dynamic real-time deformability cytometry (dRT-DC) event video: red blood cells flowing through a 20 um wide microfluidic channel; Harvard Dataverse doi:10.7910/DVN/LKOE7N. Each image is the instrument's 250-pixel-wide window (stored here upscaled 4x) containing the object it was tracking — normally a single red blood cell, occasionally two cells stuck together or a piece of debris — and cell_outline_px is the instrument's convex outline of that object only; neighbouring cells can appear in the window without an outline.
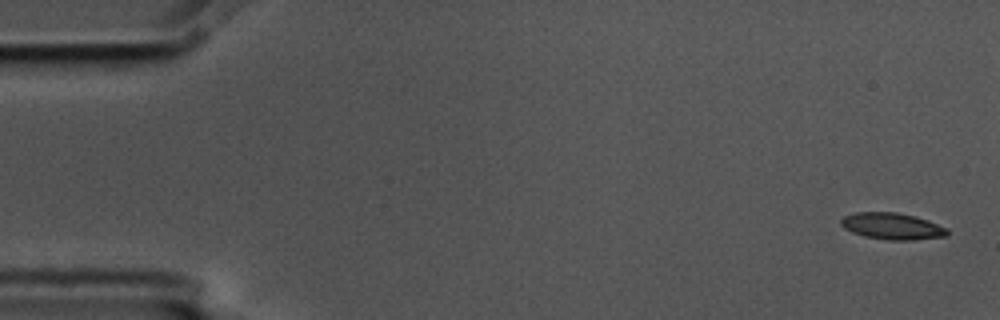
{"species": "common noctule bat (a hibernating species)", "species_latin": "Nyctalus noctula", "temperature_condition": "cold", "stored_images_in_passage": 6, "camera_frame_rate_fps": 3000, "um_per_image_px": 0.085, "animal": {"sex": "male", "body_mass_g": 17.5, "forearm_length_mm": 52.3}, "frame": {"image": 1, "passage_image": 1, "time_ms": 0.0, "image_size_px": [1000, 320], "cell_outline_px": [[948, 236], [912, 240], [888, 240], [864, 236], [852, 232], [844, 228], [840, 224], [840, 220], [844, 216], [856, 212], [896, 212], [916, 216], [928, 220], [948, 228]], "centroid_in_image_um": [75.85, 19.22], "position_along_channel_um": 9.2, "area_um2": 16.59}}